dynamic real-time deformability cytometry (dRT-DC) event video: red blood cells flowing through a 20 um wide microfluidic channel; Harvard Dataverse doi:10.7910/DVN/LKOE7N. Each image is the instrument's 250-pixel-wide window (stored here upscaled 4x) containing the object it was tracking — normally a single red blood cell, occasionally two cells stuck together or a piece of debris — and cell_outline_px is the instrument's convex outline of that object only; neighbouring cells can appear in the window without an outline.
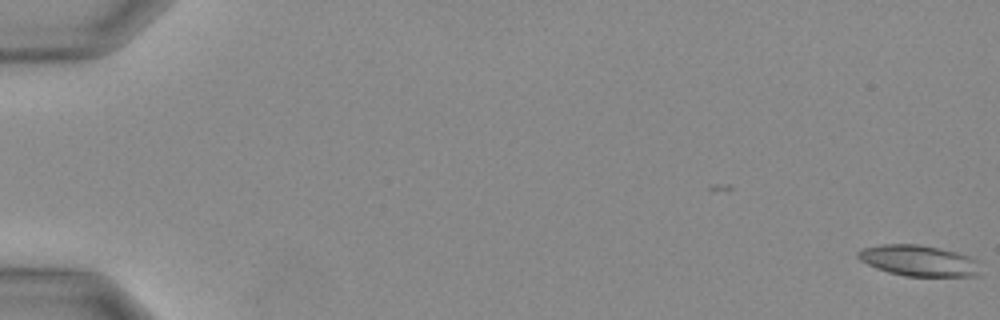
{"species": "Egyptian fruit bat (a non-hibernating species)", "species_latin": "Rousettus aegyptiacus", "temperature_condition": "warm", "stored_images_in_passage": 32, "camera_frame_rate_fps": 3000, "um_per_image_px": 0.085, "animal": {"sex": "female"}, "frame": {"image": 1, "passage_image": 1, "time_ms": 0.0, "image_size_px": [1000, 320], "cell_outline_px": [[980, 272], [976, 276], [904, 276], [888, 272], [876, 268], [860, 260], [856, 256], [856, 252], [864, 248], [884, 244], [916, 244], [956, 252], [968, 256], [976, 260]], "centroid_in_image_um": [78.06, 22.16], "position_along_channel_um": 6.9, "area_um2": 21.85}}
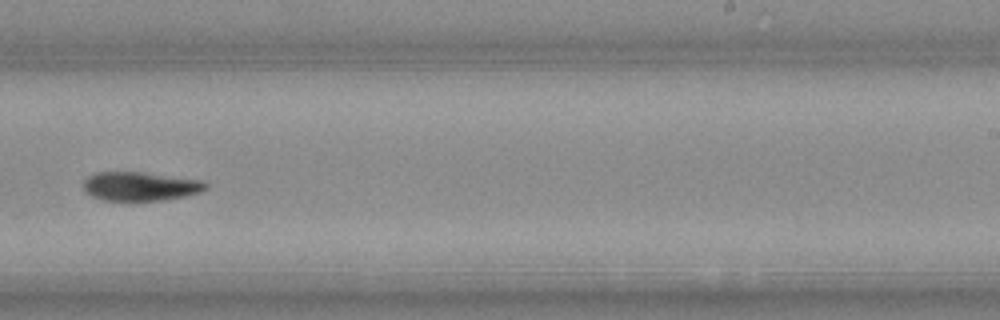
{"frame": {"image": 2, "passage_image": 24, "time_ms": 7.667, "image_size_px": [1000, 320], "cell_outline_px": [[208, 188], [200, 192], [184, 196], [164, 200], [104, 200], [92, 196], [84, 192], [84, 180], [88, 176], [96, 172], [140, 172], [200, 180], [208, 184]], "centroid_in_image_um": [11.9, 15.83], "position_along_channel_um": 277.1, "area_um2": 20.4}}
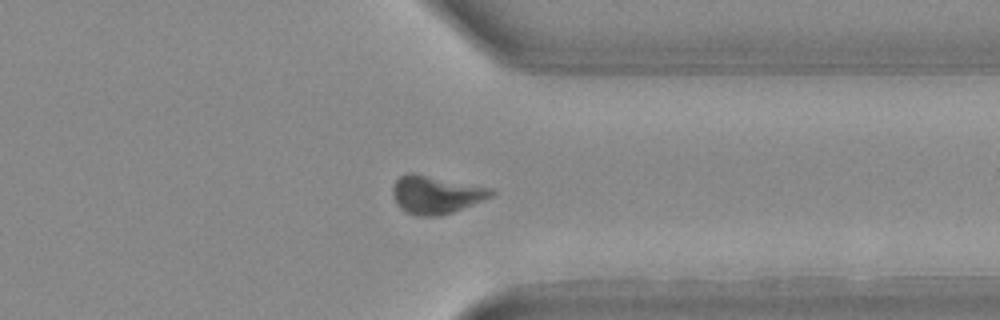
{"frame": {"image": 3, "passage_image": 29, "time_ms": 9.333, "image_size_px": [1000, 320], "cell_outline_px": [[496, 192], [492, 196], [452, 212], [436, 216], [420, 216], [408, 212], [400, 208], [396, 204], [392, 192], [392, 188], [396, 180], [400, 176], [408, 172], [412, 172], [492, 188]], "centroid_in_image_um": [37.03, 16.53], "position_along_channel_um": 374.4, "area_um2": 21.62}}